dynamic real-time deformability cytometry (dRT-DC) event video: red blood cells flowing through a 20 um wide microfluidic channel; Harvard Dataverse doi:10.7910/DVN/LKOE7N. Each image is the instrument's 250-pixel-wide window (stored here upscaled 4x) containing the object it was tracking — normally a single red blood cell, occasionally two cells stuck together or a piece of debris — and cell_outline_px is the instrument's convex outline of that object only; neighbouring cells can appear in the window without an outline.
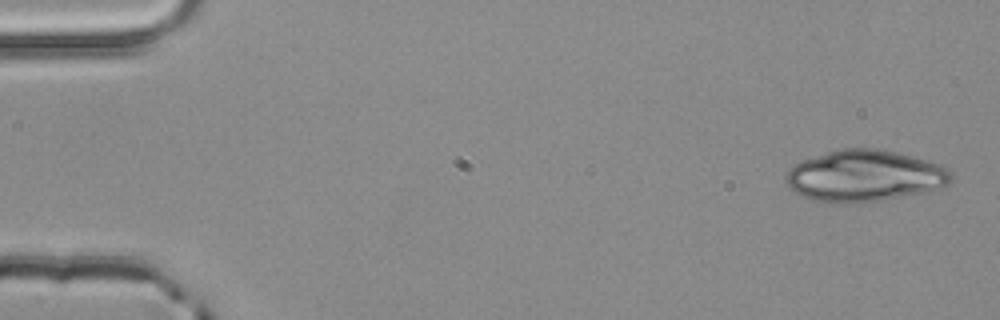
{"species": "common noctule bat (a hibernating species)", "species_latin": "Nyctalus noctula", "temperature_condition": "room temperature", "stored_images_in_passage": 4, "camera_frame_rate_fps": 3000, "um_per_image_px": 0.085, "animal": {"sex": "male", "body_mass_g": 20.4}, "frame": {"image": 1, "passage_image": 1, "time_ms": 0.0, "image_size_px": [1000, 320], "cell_outline_px": [[952, 180], [948, 184], [940, 188], [924, 192], [876, 200], [816, 200], [804, 196], [796, 192], [788, 184], [784, 176], [788, 168], [804, 160], [840, 148], [876, 148], [896, 152], [912, 156], [940, 164], [948, 168], [952, 176]], "centroid_in_image_um": [73.53, 14.89], "position_along_channel_um": 11.5, "area_um2": 48.21}}